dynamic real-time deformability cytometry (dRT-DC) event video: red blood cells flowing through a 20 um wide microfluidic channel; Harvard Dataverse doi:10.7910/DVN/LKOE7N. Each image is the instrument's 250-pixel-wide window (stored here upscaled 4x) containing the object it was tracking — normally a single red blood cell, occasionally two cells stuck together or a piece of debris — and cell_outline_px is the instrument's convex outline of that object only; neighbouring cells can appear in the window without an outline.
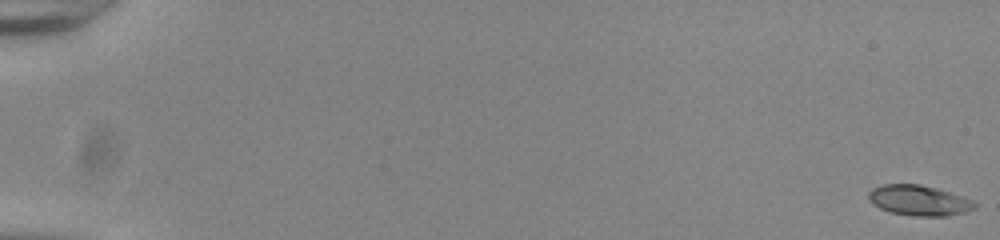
{"species": "common noctule bat (a hibernating species)", "species_latin": "Nyctalus noctula", "temperature_condition": "room temperature", "stored_images_in_passage": 55, "camera_frame_rate_fps": 3000, "um_per_image_px": 0.085, "animal": {"sex": "male", "body_mass_g": 20.0, "forearm_length_mm": 53.3}, "frame": {"image": 1, "passage_image": 1, "time_ms": 0.0, "image_size_px": [1000, 240], "cell_outline_px": [[976, 208], [964, 212], [948, 216], [912, 216], [888, 212], [872, 204], [868, 200], [868, 192], [872, 188], [884, 184], [920, 184], [936, 188], [972, 200], [976, 204]], "centroid_in_image_um": [78.06, 17.04], "position_along_channel_um": 6.9, "area_um2": 18.84}}
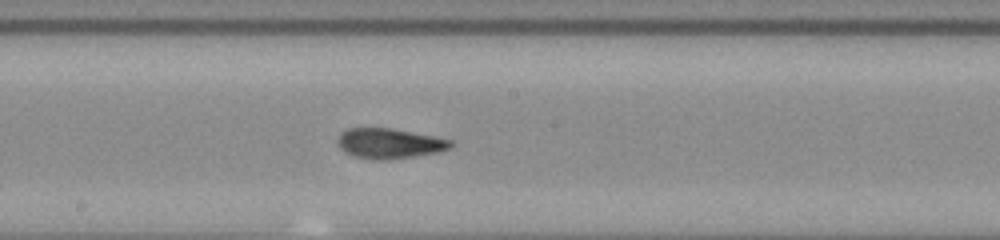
{"frame": {"image": 2, "passage_image": 32, "time_ms": 10.333, "image_size_px": [1000, 240], "cell_outline_px": [[456, 144], [452, 148], [436, 152], [412, 156], [384, 160], [372, 160], [352, 156], [340, 148], [336, 140], [340, 132], [348, 128], [392, 128], [436, 136], [456, 140]], "centroid_in_image_um": [33.13, 12.18], "position_along_channel_um": 215.1, "area_um2": 20.23}}
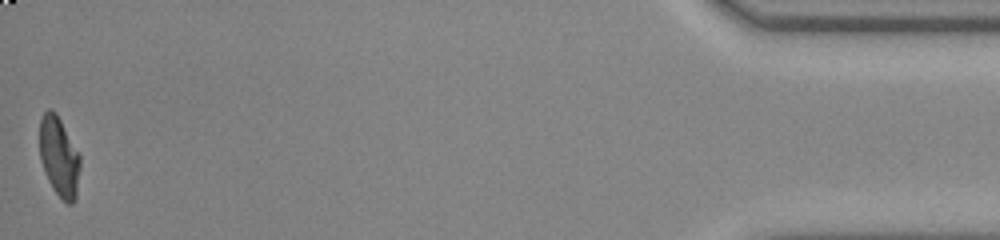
{"frame": {"image": 3, "passage_image": 55, "time_ms": 18.0, "image_size_px": [1000, 240], "cell_outline_px": [[80, 168], [76, 196], [72, 204], [68, 204], [52, 188], [48, 180], [40, 160], [40, 120], [44, 112], [48, 108], [52, 108], [56, 112], [80, 152]], "centroid_in_image_um": [5.03, 13.28], "position_along_channel_um": 430.2, "area_um2": 19.02}, "authors_computed_cell_mechanics": {"area_um2": 19.2474, "velocity_mm_per_s": 3.888, "shape_relaxation_time_tau1_ms": 6.8083, "shape_relaxation_time_tau2_ms": 1.6948, "deformation_change_tau1": 0.2704, "deformation_change_tau2": 0.0859}}